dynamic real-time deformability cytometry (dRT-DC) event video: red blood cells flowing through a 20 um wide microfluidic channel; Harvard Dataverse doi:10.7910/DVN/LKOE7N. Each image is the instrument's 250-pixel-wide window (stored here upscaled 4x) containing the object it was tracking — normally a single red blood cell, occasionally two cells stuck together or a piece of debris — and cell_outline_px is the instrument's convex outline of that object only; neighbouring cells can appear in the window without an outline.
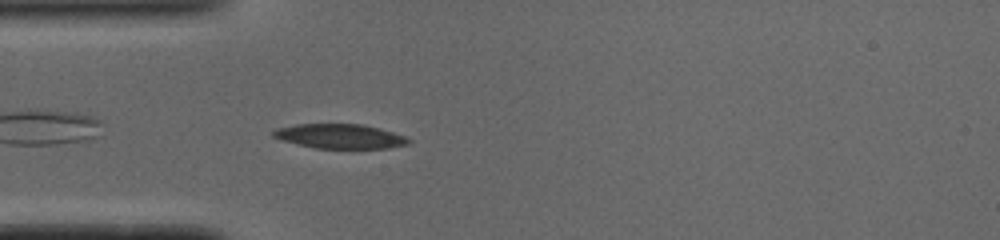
{"species": "common noctule bat (a hibernating species)", "species_latin": "Nyctalus noctula", "temperature_condition": "cold", "stored_images_in_passage": 32, "camera_frame_rate_fps": 3000, "um_per_image_px": 0.085, "animal": {"sex": "male", "body_mass_g": 19.0, "forearm_length_mm": 50.8}, "frame": {"image": 1, "passage_image": 1, "time_ms": 0.0, "image_size_px": [1000, 240], "cell_outline_px": [[412, 140], [408, 144], [388, 148], [316, 148], [284, 140], [272, 136], [272, 132], [276, 128], [296, 124], [360, 124], [392, 132], [404, 136]], "centroid_in_image_um": [28.89, 11.58], "position_along_channel_um": 56.1, "area_um2": 18.96}}
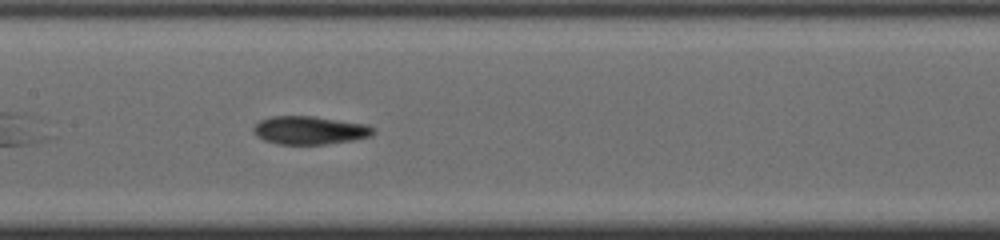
{"frame": {"image": 2, "passage_image": 11, "time_ms": 3.333, "image_size_px": [1000, 240], "cell_outline_px": [[372, 136], [352, 140], [324, 144], [276, 144], [264, 140], [256, 136], [252, 128], [260, 120], [272, 116], [312, 116], [364, 124], [372, 128]], "centroid_in_image_um": [26.25, 11.07], "position_along_channel_um": 181.1, "area_um2": 19.42}}
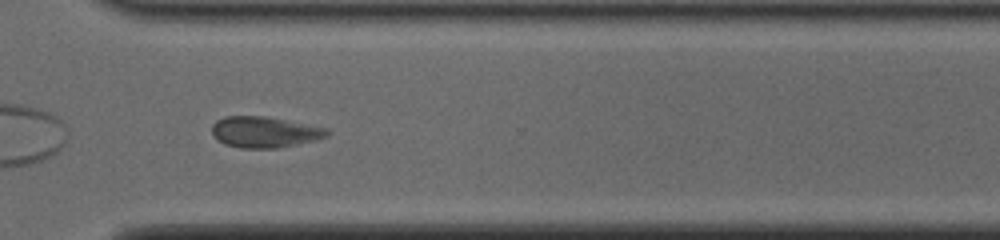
{"frame": {"image": 3, "passage_image": 24, "time_ms": 7.667, "image_size_px": [1000, 240], "cell_outline_px": [[328, 136], [280, 148], [240, 148], [224, 144], [216, 140], [212, 136], [212, 124], [216, 120], [224, 116], [264, 116], [328, 128]], "centroid_in_image_um": [22.42, 11.23], "position_along_channel_um": 348.2, "area_um2": 20.81}, "authors_computed_cell_mechanics": {"area_um2": 20.0277, "velocity_mm_per_s": 3.8444, "shape_relaxation_time_tau1_ms": 10.1142, "shape_relaxation_time_tau2_ms": 3.5617, "deformation_change_tau1": 0.1396, "deformation_change_tau2": 0.1063}}